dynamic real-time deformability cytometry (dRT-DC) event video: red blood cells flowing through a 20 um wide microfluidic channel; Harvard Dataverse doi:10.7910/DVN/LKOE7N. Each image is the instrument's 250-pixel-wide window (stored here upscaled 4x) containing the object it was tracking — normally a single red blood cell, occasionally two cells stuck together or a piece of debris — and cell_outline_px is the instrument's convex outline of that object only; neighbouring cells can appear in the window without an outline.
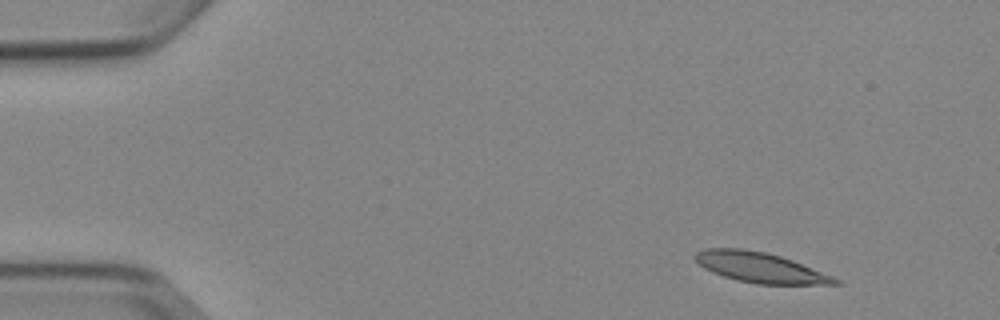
{"species": "Egyptian fruit bat (a non-hibernating species)", "species_latin": "Rousettus aegyptiacus", "temperature_condition": "cold", "stored_images_in_passage": 9, "camera_frame_rate_fps": 3000, "um_per_image_px": 0.085, "animal": {"sex": "female"}, "frame": {"image": 1, "passage_image": 1, "time_ms": 0.0, "image_size_px": [1000, 320], "cell_outline_px": [[844, 284], [756, 284], [736, 280], [712, 272], [704, 268], [692, 256], [696, 252], [704, 248], [744, 248], [764, 252], [780, 256], [792, 260], [832, 276], [840, 280]], "centroid_in_image_um": [64.58, 22.73], "position_along_channel_um": 20.4, "area_um2": 24.51}}
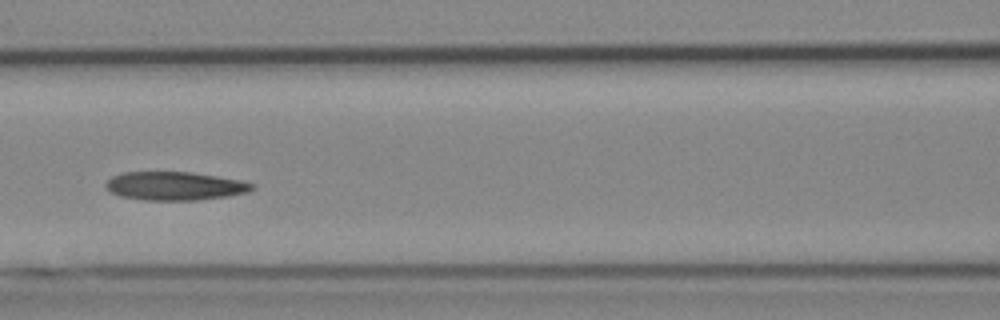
{"frame": {"image": 2, "passage_image": 6, "time_ms": 6.0, "image_size_px": [1000, 320], "cell_outline_px": [[256, 188], [248, 192], [228, 196], [200, 200], [144, 200], [120, 196], [108, 192], [104, 188], [104, 184], [112, 176], [124, 172], [188, 172], [244, 180], [256, 184]], "centroid_in_image_um": [14.87, 15.81], "position_along_channel_um": 151.7, "area_um2": 24.62}}
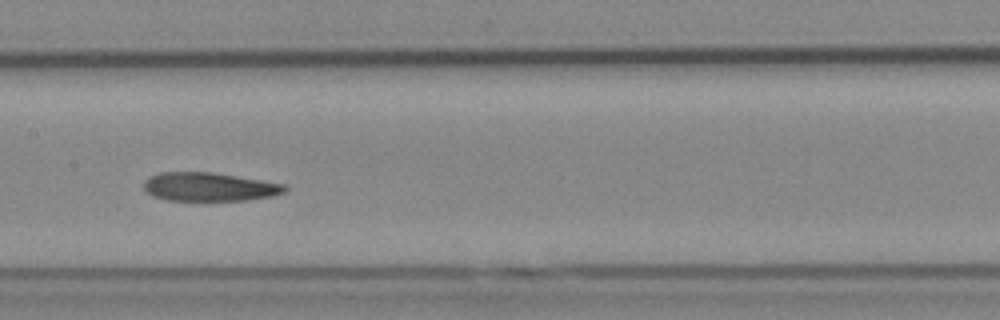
{"frame": {"image": 3, "passage_image": 7, "time_ms": 7.0, "image_size_px": [1000, 320], "cell_outline_px": [[288, 188], [284, 192], [272, 196], [248, 200], [168, 200], [152, 196], [144, 188], [144, 180], [148, 176], [160, 172], [212, 172], [284, 184]], "centroid_in_image_um": [17.75, 15.88], "position_along_channel_um": 189.6, "area_um2": 23.41}}